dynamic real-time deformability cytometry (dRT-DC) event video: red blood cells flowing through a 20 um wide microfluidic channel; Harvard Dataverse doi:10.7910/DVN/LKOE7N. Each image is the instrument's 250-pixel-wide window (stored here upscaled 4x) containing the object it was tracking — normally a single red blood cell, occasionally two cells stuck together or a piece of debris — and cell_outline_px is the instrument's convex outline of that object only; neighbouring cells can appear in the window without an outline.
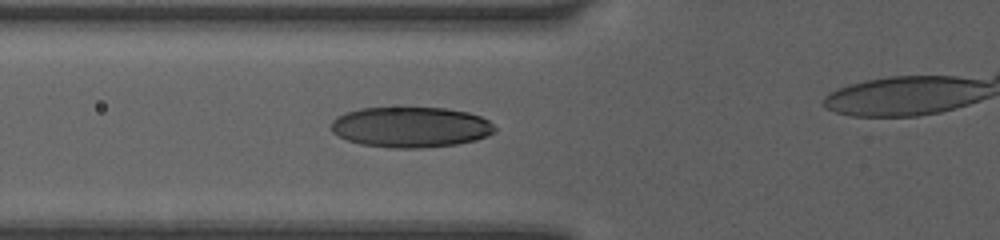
{"species": "human", "species_latin": "Homo sapiens", "temperature_condition": "room temperature", "stored_images_in_passage": 8, "camera_frame_rate_fps": 3000, "um_per_image_px": 0.085, "donor": {"sex": "female"}, "frame": {"image": 1, "passage_image": 7, "time_ms": 5.0, "image_size_px": [1000, 240], "cell_outline_px": [[496, 132], [488, 136], [476, 140], [456, 144], [420, 148], [396, 148], [360, 144], [348, 140], [332, 132], [332, 120], [336, 116], [344, 112], [360, 108], [448, 108], [468, 112], [480, 116], [488, 120], [496, 128]], "centroid_in_image_um": [34.92, 10.8], "position_along_channel_um": 90.9, "area_um2": 38.73}}